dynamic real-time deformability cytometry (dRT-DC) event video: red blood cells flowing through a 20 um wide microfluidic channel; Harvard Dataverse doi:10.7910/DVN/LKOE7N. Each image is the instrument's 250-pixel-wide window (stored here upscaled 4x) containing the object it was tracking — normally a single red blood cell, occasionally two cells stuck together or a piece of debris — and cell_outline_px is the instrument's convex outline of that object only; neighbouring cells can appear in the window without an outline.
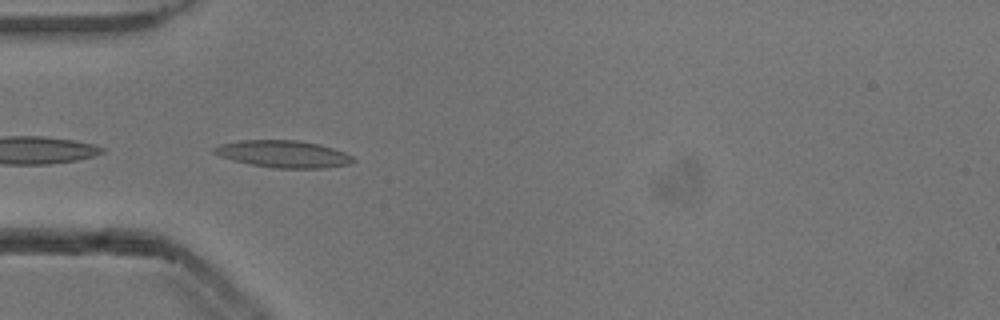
{"species": "common noctule bat (a hibernating species)", "species_latin": "Nyctalus noctula", "temperature_condition": "cold", "stored_images_in_passage": 18, "camera_frame_rate_fps": 3000, "um_per_image_px": 0.085, "animal": {"sex": "male", "body_mass_g": 13.3}, "frame": {"image": 1, "passage_image": 1, "time_ms": 0.0, "image_size_px": [1000, 320], "cell_outline_px": [[356, 160], [352, 164], [328, 168], [276, 168], [252, 164], [232, 160], [220, 156], [212, 152], [212, 148], [220, 144], [240, 140], [300, 140], [320, 144], [344, 152], [352, 156]], "centroid_in_image_um": [24.11, 13.09], "position_along_channel_um": 60.9, "area_um2": 22.08}}
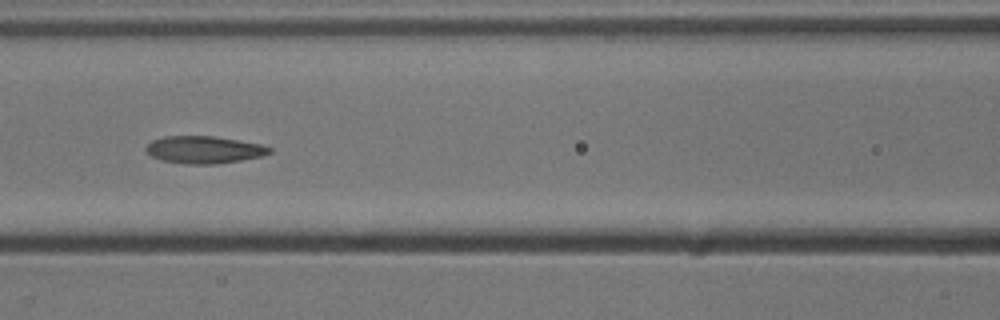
{"frame": {"image": 2, "passage_image": 8, "time_ms": 2.333, "image_size_px": [1000, 320], "cell_outline_px": [[272, 152], [260, 156], [240, 160], [216, 164], [184, 164], [160, 160], [152, 156], [144, 148], [152, 140], [164, 136], [212, 136], [260, 144], [272, 148]], "centroid_in_image_um": [17.31, 12.73], "position_along_channel_um": 149.3, "area_um2": 19.54}}
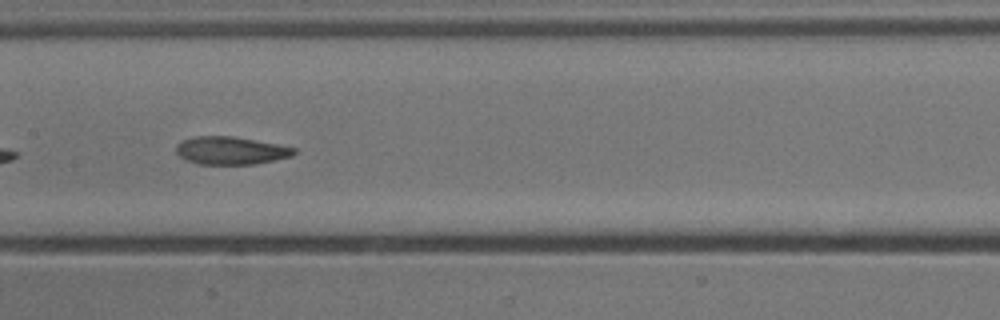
{"frame": {"image": 3, "passage_image": 11, "time_ms": 3.333, "image_size_px": [1000, 320], "cell_outline_px": [[296, 152], [292, 156], [256, 164], [200, 164], [184, 160], [176, 152], [176, 144], [184, 140], [196, 136], [232, 136], [276, 144], [296, 148]], "centroid_in_image_um": [19.6, 12.8], "position_along_channel_um": 187.8, "area_um2": 19.02}}